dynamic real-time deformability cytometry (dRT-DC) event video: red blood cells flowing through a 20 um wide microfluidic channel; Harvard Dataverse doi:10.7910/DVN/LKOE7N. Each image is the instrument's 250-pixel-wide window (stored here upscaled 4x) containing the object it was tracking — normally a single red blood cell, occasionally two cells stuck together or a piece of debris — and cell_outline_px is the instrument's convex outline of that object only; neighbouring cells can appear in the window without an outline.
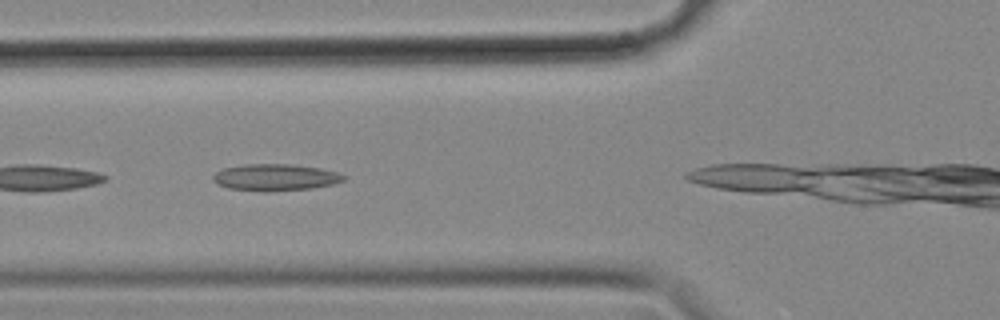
{"species": "common noctule bat (a hibernating species)", "species_latin": "Nyctalus noctula", "temperature_condition": "cold", "stored_images_in_passage": 14, "camera_frame_rate_fps": 3000, "um_per_image_px": 0.085, "animal": {"sex": "female", "body_mass_g": 18.4}, "frame": {"image": 1, "passage_image": 5, "time_ms": 1.333, "image_size_px": [1000, 320], "cell_outline_px": [[348, 176], [344, 180], [332, 184], [312, 188], [264, 192], [260, 192], [228, 188], [212, 180], [212, 176], [216, 172], [224, 168], [244, 164], [288, 164], [320, 168], [336, 172]], "centroid_in_image_um": [23.39, 15.08], "position_along_channel_um": 102.4, "area_um2": 20.35}}